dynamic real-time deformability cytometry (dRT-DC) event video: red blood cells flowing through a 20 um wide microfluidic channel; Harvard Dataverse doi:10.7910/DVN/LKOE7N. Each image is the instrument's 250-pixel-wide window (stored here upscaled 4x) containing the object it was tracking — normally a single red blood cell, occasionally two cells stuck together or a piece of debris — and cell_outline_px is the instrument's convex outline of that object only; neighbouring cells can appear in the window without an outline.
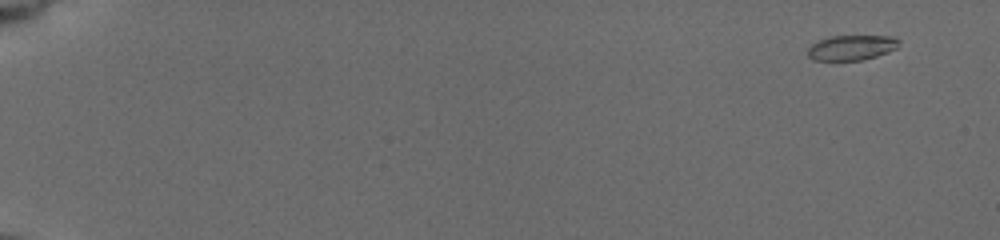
{"species": "common noctule bat (a hibernating species)", "species_latin": "Nyctalus noctula", "temperature_condition": "cold", "stored_images_in_passage": 56, "camera_frame_rate_fps": 3000, "um_per_image_px": 0.085, "animal": {"sex": "female", "body_mass_g": 19.5, "forearm_length_mm": 54.1}, "frame": {"image": 1, "passage_image": 2, "time_ms": 0.333, "image_size_px": [1000, 240], "cell_outline_px": [[900, 44], [896, 48], [888, 52], [864, 60], [812, 60], [808, 56], [808, 48], [812, 44], [820, 40], [832, 36], [896, 36], [900, 40]], "centroid_in_image_um": [72.42, 4.04], "position_along_channel_um": 12.6, "area_um2": 13.35}}
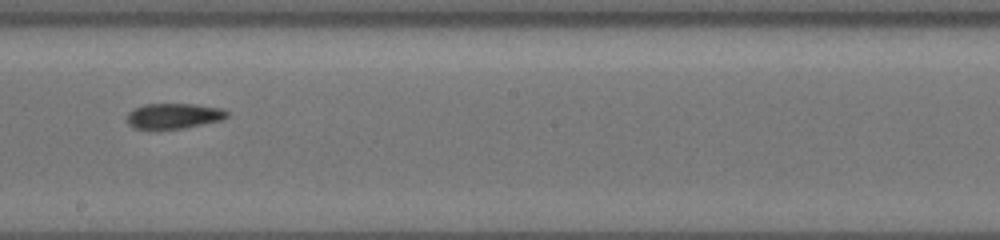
{"frame": {"image": 2, "passage_image": 34, "time_ms": 11.0, "image_size_px": [1000, 240], "cell_outline_px": [[228, 116], [224, 120], [180, 128], [136, 128], [128, 124], [128, 112], [144, 104], [196, 104], [224, 108], [228, 112]], "centroid_in_image_um": [14.83, 9.83], "position_along_channel_um": 233.4, "area_um2": 14.62}}
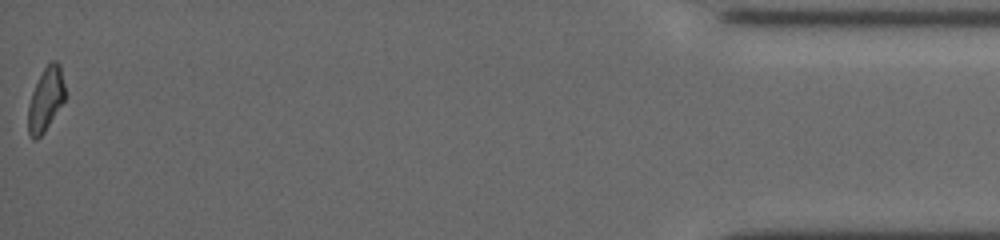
{"frame": {"image": 3, "passage_image": 56, "time_ms": 18.333, "image_size_px": [1000, 240], "cell_outline_px": [[64, 100], [44, 132], [36, 140], [32, 140], [28, 132], [28, 104], [32, 92], [44, 68], [52, 60], [56, 60], [60, 64], [64, 84]], "centroid_in_image_um": [3.87, 8.45], "position_along_channel_um": 431.3, "area_um2": 13.47}, "authors_computed_cell_mechanics": {"area_um2": 14.5078, "velocity_mm_per_s": 3.7539, "shape_relaxation_time_tau1_ms": null, "shape_relaxation_time_tau2_ms": 10.3026, "deformation_change_tau1": null, "deformation_change_tau2": 0.1778}}